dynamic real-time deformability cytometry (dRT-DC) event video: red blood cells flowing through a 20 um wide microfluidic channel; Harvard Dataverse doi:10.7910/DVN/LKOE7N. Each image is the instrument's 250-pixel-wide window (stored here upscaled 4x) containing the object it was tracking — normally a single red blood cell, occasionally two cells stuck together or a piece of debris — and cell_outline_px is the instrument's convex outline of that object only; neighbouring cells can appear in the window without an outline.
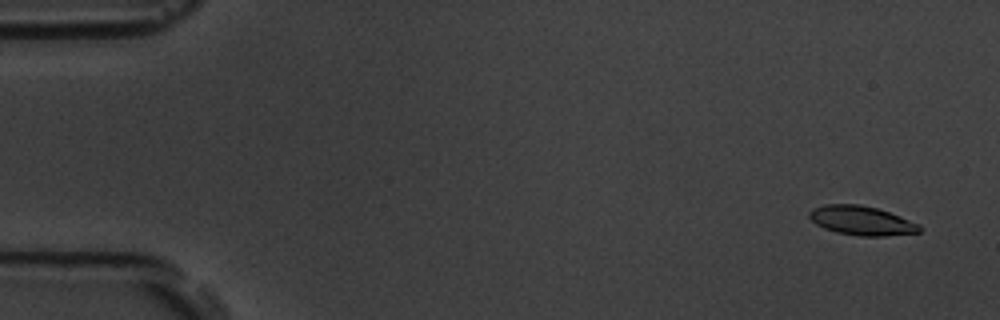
{"species": "common noctule bat (a hibernating species)", "species_latin": "Nyctalus noctula", "temperature_condition": "room temperature", "stored_images_in_passage": 57, "camera_frame_rate_fps": 3000, "um_per_image_px": 0.085, "animal": {"sex": "male", "body_mass_g": 19.5, "forearm_length_mm": 54.6}, "frame": {"image": 1, "passage_image": 3, "time_ms": 0.667, "image_size_px": [1000, 320], "cell_outline_px": [[924, 228], [920, 232], [884, 236], [860, 236], [836, 232], [824, 228], [816, 224], [808, 216], [808, 212], [812, 208], [824, 204], [860, 204], [876, 208], [900, 216], [920, 224]], "centroid_in_image_um": [73.23, 18.75], "position_along_channel_um": 11.8, "area_um2": 18.84}}
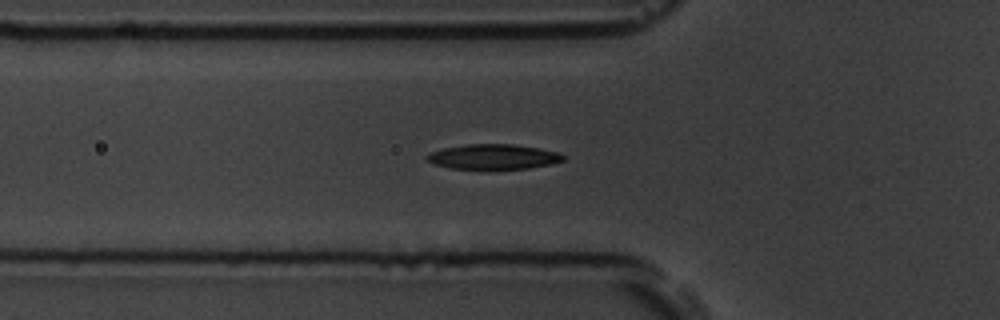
{"frame": {"image": 2, "passage_image": 20, "time_ms": 6.333, "image_size_px": [1000, 320], "cell_outline_px": [[564, 160], [552, 164], [528, 168], [492, 172], [452, 168], [436, 164], [424, 160], [424, 156], [428, 152], [444, 148], [468, 144], [512, 144], [560, 152], [564, 156]], "centroid_in_image_um": [41.9, 13.37], "position_along_channel_um": 83.9, "area_um2": 20.75}}
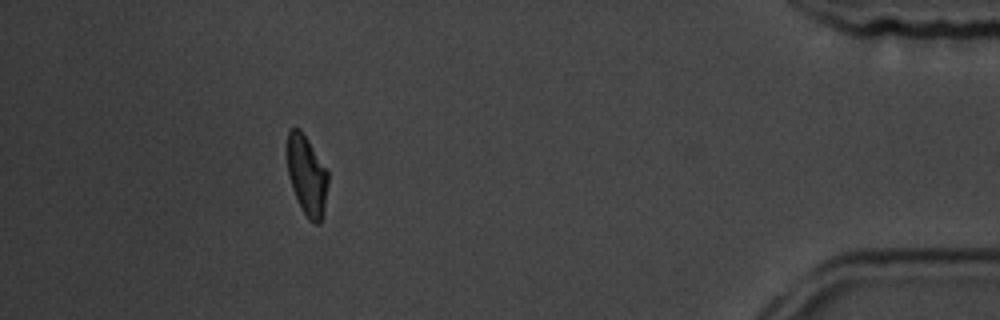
{"frame": {"image": 3, "passage_image": 52, "time_ms": 17.0, "image_size_px": [1000, 320], "cell_outline_px": [[328, 184], [320, 224], [316, 224], [308, 220], [292, 188], [288, 176], [288, 132], [292, 128], [300, 128], [308, 140], [328, 172]], "centroid_in_image_um": [26.08, 14.91], "position_along_channel_um": 409.1, "area_um2": 18.5}, "authors_computed_cell_mechanics": {"area_um2": 19.5942, "velocity_mm_per_s": 3.5668, "shape_relaxation_time_tau1_ms": 3.0855, "shape_relaxation_time_tau2_ms": 3.6868, "deformation_change_tau1": 0.138, "deformation_change_tau2": 0.0962}}